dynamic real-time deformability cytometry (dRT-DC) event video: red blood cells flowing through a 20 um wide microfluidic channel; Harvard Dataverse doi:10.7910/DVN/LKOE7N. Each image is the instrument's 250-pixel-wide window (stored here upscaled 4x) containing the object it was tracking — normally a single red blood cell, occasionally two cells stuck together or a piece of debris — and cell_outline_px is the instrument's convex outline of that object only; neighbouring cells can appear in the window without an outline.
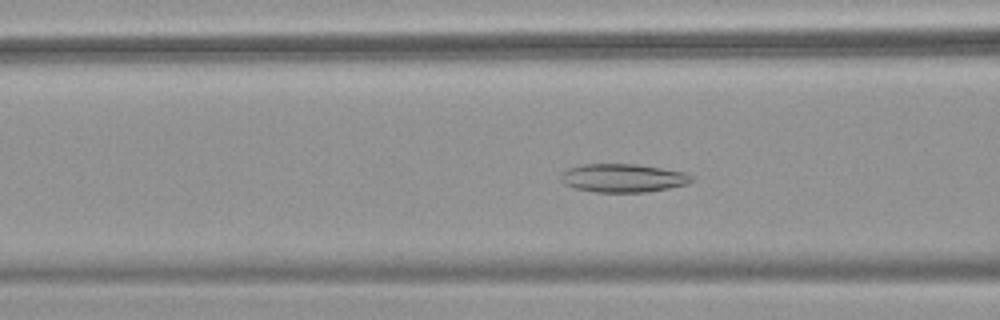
{"species": "common noctule bat (a hibernating species)", "species_latin": "Nyctalus noctula", "temperature_condition": "warm", "stored_images_in_passage": 54, "camera_frame_rate_fps": 3000, "um_per_image_px": 0.085, "animal": {"sex": "female", "body_mass_g": 18.4}, "frame": {"image": 1, "passage_image": 22, "time_ms": 7.0, "image_size_px": [1000, 320], "cell_outline_px": [[692, 180], [688, 184], [668, 188], [644, 192], [596, 192], [572, 188], [564, 184], [560, 180], [560, 172], [568, 168], [584, 164], [636, 164], [684, 172], [692, 176]], "centroid_in_image_um": [52.89, 15.13], "position_along_channel_um": 113.7, "area_um2": 21.68}}
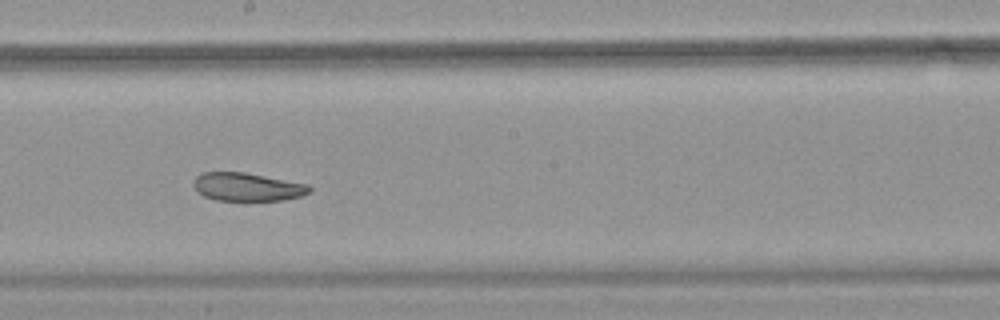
{"frame": {"image": 2, "passage_image": 31, "time_ms": 10.0, "image_size_px": [1000, 320], "cell_outline_px": [[312, 192], [300, 196], [284, 200], [244, 204], [216, 200], [204, 196], [192, 184], [192, 180], [200, 172], [244, 172], [308, 184], [312, 188]], "centroid_in_image_um": [21.03, 15.94], "position_along_channel_um": 227.2, "area_um2": 20.06}}
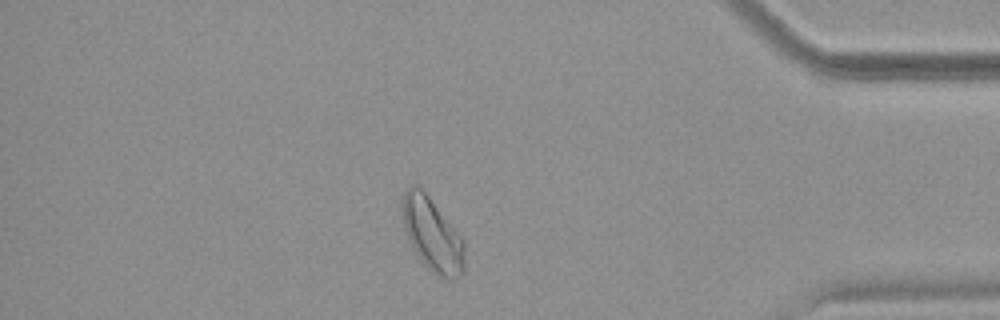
{"frame": {"image": 3, "passage_image": 47, "time_ms": 15.333, "image_size_px": [1000, 320], "cell_outline_px": [[464, 272], [456, 280], [448, 280], [432, 272], [420, 260], [408, 236], [404, 224], [404, 192], [412, 184], [416, 184], [428, 196], [464, 240]], "centroid_in_image_um": [36.8, 20.0], "position_along_channel_um": 398.4, "area_um2": 25.89}, "authors_computed_cell_mechanics": {"area_um2": 25.6632, "velocity_mm_per_s": 3.7991, "shape_relaxation_time_tau1_ms": null, "shape_relaxation_time_tau2_ms": 3.9692, "deformation_change_tau1": null, "deformation_change_tau2": 0.0833}}